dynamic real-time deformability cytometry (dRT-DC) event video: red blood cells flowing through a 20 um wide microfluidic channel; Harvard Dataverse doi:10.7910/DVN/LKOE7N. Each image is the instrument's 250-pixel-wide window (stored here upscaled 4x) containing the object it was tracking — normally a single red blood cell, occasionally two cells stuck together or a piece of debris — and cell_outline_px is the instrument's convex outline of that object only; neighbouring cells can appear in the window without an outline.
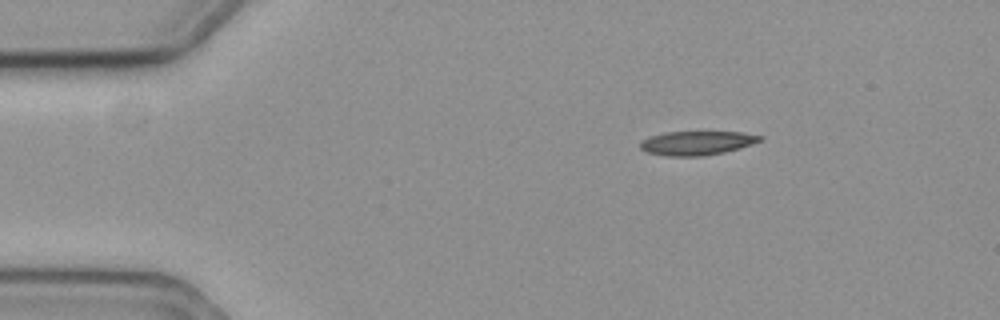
{"species": "common noctule bat (a hibernating species)", "species_latin": "Nyctalus noctula", "temperature_condition": "cold", "stored_images_in_passage": 49, "camera_frame_rate_fps": 3000, "um_per_image_px": 0.085, "animal": {"sex": "female", "body_mass_g": 19.3, "forearm_length_mm": 54.1}, "frame": {"image": 1, "passage_image": 1, "time_ms": 0.0, "image_size_px": [1000, 320], "cell_outline_px": [[764, 140], [740, 148], [724, 152], [704, 156], [668, 156], [648, 152], [640, 148], [640, 140], [664, 132], [740, 132], [764, 136]], "centroid_in_image_um": [59.26, 12.15], "position_along_channel_um": 25.7, "area_um2": 16.76}}
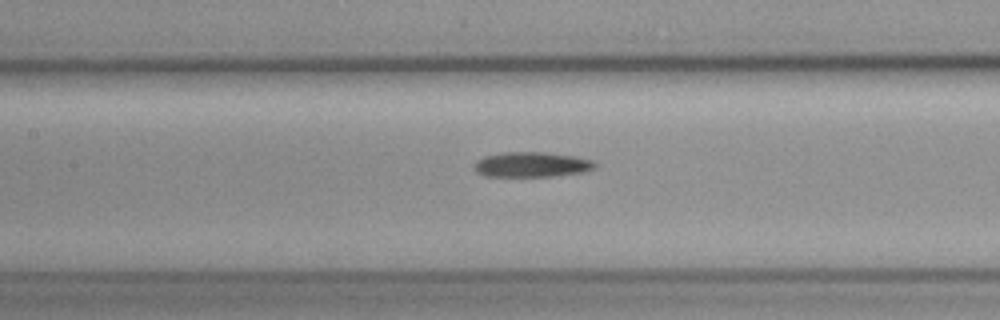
{"frame": {"image": 2, "passage_image": 18, "time_ms": 5.667, "image_size_px": [1000, 320], "cell_outline_px": [[596, 168], [584, 172], [552, 176], [484, 176], [476, 172], [476, 160], [484, 156], [504, 152], [544, 152], [576, 156], [592, 160], [596, 164]], "centroid_in_image_um": [45.22, 13.98], "position_along_channel_um": 162.2, "area_um2": 17.63}}
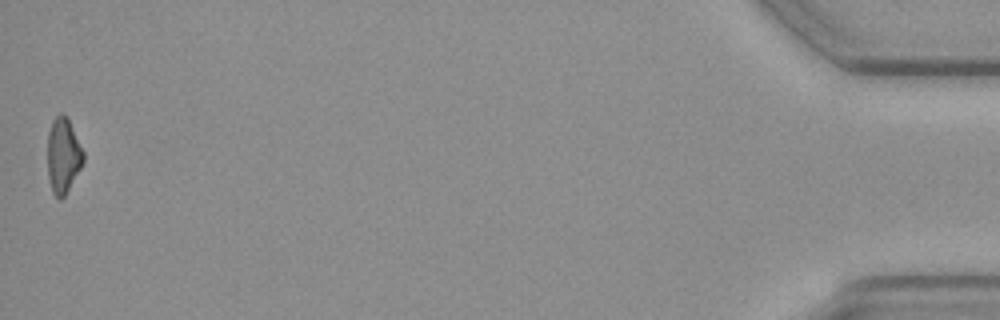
{"frame": {"image": 3, "passage_image": 49, "time_ms": 16.0, "image_size_px": [1000, 320], "cell_outline_px": [[84, 160], [80, 168], [64, 196], [60, 200], [52, 192], [48, 176], [48, 132], [52, 120], [60, 112], [68, 120], [84, 152]], "centroid_in_image_um": [5.35, 13.22], "position_along_channel_um": 429.8, "area_um2": 15.37}, "authors_computed_cell_mechanics": {"area_um2": 16.9354, "velocity_mm_per_s": 3.605, "shape_relaxation_time_tau1_ms": 4.566, "shape_relaxation_time_tau2_ms": null, "deformation_change_tau1": 0.1406, "deformation_change_tau2": null}}